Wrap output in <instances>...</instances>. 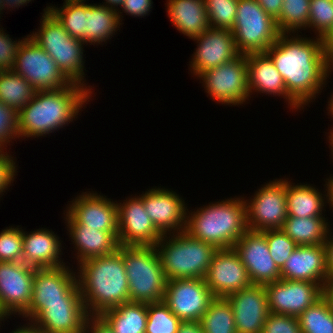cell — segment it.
<instances>
[{
	"instance_id": "cell-1",
	"label": "cell",
	"mask_w": 333,
	"mask_h": 333,
	"mask_svg": "<svg viewBox=\"0 0 333 333\" xmlns=\"http://www.w3.org/2000/svg\"><path fill=\"white\" fill-rule=\"evenodd\" d=\"M289 36L280 34L266 53L282 76L288 94L303 108L320 93L332 70L325 40Z\"/></svg>"
},
{
	"instance_id": "cell-2",
	"label": "cell",
	"mask_w": 333,
	"mask_h": 333,
	"mask_svg": "<svg viewBox=\"0 0 333 333\" xmlns=\"http://www.w3.org/2000/svg\"><path fill=\"white\" fill-rule=\"evenodd\" d=\"M87 87L71 82L62 89L36 91L33 99L18 111L19 137L46 136L72 122L91 99L93 91Z\"/></svg>"
},
{
	"instance_id": "cell-3",
	"label": "cell",
	"mask_w": 333,
	"mask_h": 333,
	"mask_svg": "<svg viewBox=\"0 0 333 333\" xmlns=\"http://www.w3.org/2000/svg\"><path fill=\"white\" fill-rule=\"evenodd\" d=\"M77 281L88 315L129 302V285L122 254L94 257L78 264Z\"/></svg>"
},
{
	"instance_id": "cell-4",
	"label": "cell",
	"mask_w": 333,
	"mask_h": 333,
	"mask_svg": "<svg viewBox=\"0 0 333 333\" xmlns=\"http://www.w3.org/2000/svg\"><path fill=\"white\" fill-rule=\"evenodd\" d=\"M247 230L243 197L209 204L186 217L185 231L217 249L233 248Z\"/></svg>"
},
{
	"instance_id": "cell-5",
	"label": "cell",
	"mask_w": 333,
	"mask_h": 333,
	"mask_svg": "<svg viewBox=\"0 0 333 333\" xmlns=\"http://www.w3.org/2000/svg\"><path fill=\"white\" fill-rule=\"evenodd\" d=\"M155 246L167 280L205 278L218 250L214 245L192 237L185 230L169 237L162 235Z\"/></svg>"
},
{
	"instance_id": "cell-6",
	"label": "cell",
	"mask_w": 333,
	"mask_h": 333,
	"mask_svg": "<svg viewBox=\"0 0 333 333\" xmlns=\"http://www.w3.org/2000/svg\"><path fill=\"white\" fill-rule=\"evenodd\" d=\"M129 285V301L151 304L164 301L167 278L156 246H122Z\"/></svg>"
},
{
	"instance_id": "cell-7",
	"label": "cell",
	"mask_w": 333,
	"mask_h": 333,
	"mask_svg": "<svg viewBox=\"0 0 333 333\" xmlns=\"http://www.w3.org/2000/svg\"><path fill=\"white\" fill-rule=\"evenodd\" d=\"M46 9V10H45ZM37 32L28 35L55 61L62 73L71 81L85 86L83 41L71 37L63 25L46 6ZM84 75V76H83Z\"/></svg>"
},
{
	"instance_id": "cell-8",
	"label": "cell",
	"mask_w": 333,
	"mask_h": 333,
	"mask_svg": "<svg viewBox=\"0 0 333 333\" xmlns=\"http://www.w3.org/2000/svg\"><path fill=\"white\" fill-rule=\"evenodd\" d=\"M240 54L266 52L280 36L276 20L256 0H239L232 28Z\"/></svg>"
},
{
	"instance_id": "cell-9",
	"label": "cell",
	"mask_w": 333,
	"mask_h": 333,
	"mask_svg": "<svg viewBox=\"0 0 333 333\" xmlns=\"http://www.w3.org/2000/svg\"><path fill=\"white\" fill-rule=\"evenodd\" d=\"M69 268L68 265H62L35 269L31 303L22 314L24 318L30 321L46 303L84 302L76 272Z\"/></svg>"
},
{
	"instance_id": "cell-10",
	"label": "cell",
	"mask_w": 333,
	"mask_h": 333,
	"mask_svg": "<svg viewBox=\"0 0 333 333\" xmlns=\"http://www.w3.org/2000/svg\"><path fill=\"white\" fill-rule=\"evenodd\" d=\"M18 48L13 70L21 75L36 91L57 90L71 81L58 68L49 54L28 35Z\"/></svg>"
},
{
	"instance_id": "cell-11",
	"label": "cell",
	"mask_w": 333,
	"mask_h": 333,
	"mask_svg": "<svg viewBox=\"0 0 333 333\" xmlns=\"http://www.w3.org/2000/svg\"><path fill=\"white\" fill-rule=\"evenodd\" d=\"M205 91L210 97L222 104L238 106L250 96L246 55L240 54L230 62L202 72ZM232 104V105H231Z\"/></svg>"
},
{
	"instance_id": "cell-12",
	"label": "cell",
	"mask_w": 333,
	"mask_h": 333,
	"mask_svg": "<svg viewBox=\"0 0 333 333\" xmlns=\"http://www.w3.org/2000/svg\"><path fill=\"white\" fill-rule=\"evenodd\" d=\"M245 200L247 228L252 231L281 229L287 219L286 179L273 180L263 185Z\"/></svg>"
},
{
	"instance_id": "cell-13",
	"label": "cell",
	"mask_w": 333,
	"mask_h": 333,
	"mask_svg": "<svg viewBox=\"0 0 333 333\" xmlns=\"http://www.w3.org/2000/svg\"><path fill=\"white\" fill-rule=\"evenodd\" d=\"M214 298L204 278L167 280L164 302L181 321H200Z\"/></svg>"
},
{
	"instance_id": "cell-14",
	"label": "cell",
	"mask_w": 333,
	"mask_h": 333,
	"mask_svg": "<svg viewBox=\"0 0 333 333\" xmlns=\"http://www.w3.org/2000/svg\"><path fill=\"white\" fill-rule=\"evenodd\" d=\"M264 287L269 311L294 317H298L323 296V287L309 281L280 279Z\"/></svg>"
},
{
	"instance_id": "cell-15",
	"label": "cell",
	"mask_w": 333,
	"mask_h": 333,
	"mask_svg": "<svg viewBox=\"0 0 333 333\" xmlns=\"http://www.w3.org/2000/svg\"><path fill=\"white\" fill-rule=\"evenodd\" d=\"M35 269L23 262H0V306L8 316L29 308Z\"/></svg>"
},
{
	"instance_id": "cell-16",
	"label": "cell",
	"mask_w": 333,
	"mask_h": 333,
	"mask_svg": "<svg viewBox=\"0 0 333 333\" xmlns=\"http://www.w3.org/2000/svg\"><path fill=\"white\" fill-rule=\"evenodd\" d=\"M117 203L118 242L122 246H155L162 234L152 223L139 196Z\"/></svg>"
},
{
	"instance_id": "cell-17",
	"label": "cell",
	"mask_w": 333,
	"mask_h": 333,
	"mask_svg": "<svg viewBox=\"0 0 333 333\" xmlns=\"http://www.w3.org/2000/svg\"><path fill=\"white\" fill-rule=\"evenodd\" d=\"M139 197L152 223L162 235L185 230L189 211L179 194L172 190L155 187L143 192Z\"/></svg>"
},
{
	"instance_id": "cell-18",
	"label": "cell",
	"mask_w": 333,
	"mask_h": 333,
	"mask_svg": "<svg viewBox=\"0 0 333 333\" xmlns=\"http://www.w3.org/2000/svg\"><path fill=\"white\" fill-rule=\"evenodd\" d=\"M246 267L253 285H266L281 279L261 231L247 230L233 246Z\"/></svg>"
},
{
	"instance_id": "cell-19",
	"label": "cell",
	"mask_w": 333,
	"mask_h": 333,
	"mask_svg": "<svg viewBox=\"0 0 333 333\" xmlns=\"http://www.w3.org/2000/svg\"><path fill=\"white\" fill-rule=\"evenodd\" d=\"M204 279L214 297L225 298L233 292L253 285L234 248L216 251Z\"/></svg>"
},
{
	"instance_id": "cell-20",
	"label": "cell",
	"mask_w": 333,
	"mask_h": 333,
	"mask_svg": "<svg viewBox=\"0 0 333 333\" xmlns=\"http://www.w3.org/2000/svg\"><path fill=\"white\" fill-rule=\"evenodd\" d=\"M192 39L198 43L189 64L194 76L198 77L202 72L230 62L240 55L231 30L208 28Z\"/></svg>"
},
{
	"instance_id": "cell-21",
	"label": "cell",
	"mask_w": 333,
	"mask_h": 333,
	"mask_svg": "<svg viewBox=\"0 0 333 333\" xmlns=\"http://www.w3.org/2000/svg\"><path fill=\"white\" fill-rule=\"evenodd\" d=\"M225 298L233 309L236 333H262L270 313L264 285H252Z\"/></svg>"
},
{
	"instance_id": "cell-22",
	"label": "cell",
	"mask_w": 333,
	"mask_h": 333,
	"mask_svg": "<svg viewBox=\"0 0 333 333\" xmlns=\"http://www.w3.org/2000/svg\"><path fill=\"white\" fill-rule=\"evenodd\" d=\"M67 207L66 212L78 223L97 231H118L117 203L98 195L84 192Z\"/></svg>"
},
{
	"instance_id": "cell-23",
	"label": "cell",
	"mask_w": 333,
	"mask_h": 333,
	"mask_svg": "<svg viewBox=\"0 0 333 333\" xmlns=\"http://www.w3.org/2000/svg\"><path fill=\"white\" fill-rule=\"evenodd\" d=\"M88 316L84 302L46 303L30 323L47 333H84Z\"/></svg>"
},
{
	"instance_id": "cell-24",
	"label": "cell",
	"mask_w": 333,
	"mask_h": 333,
	"mask_svg": "<svg viewBox=\"0 0 333 333\" xmlns=\"http://www.w3.org/2000/svg\"><path fill=\"white\" fill-rule=\"evenodd\" d=\"M281 279L319 283L327 279L325 246H297L280 269Z\"/></svg>"
},
{
	"instance_id": "cell-25",
	"label": "cell",
	"mask_w": 333,
	"mask_h": 333,
	"mask_svg": "<svg viewBox=\"0 0 333 333\" xmlns=\"http://www.w3.org/2000/svg\"><path fill=\"white\" fill-rule=\"evenodd\" d=\"M246 55L248 69V86L250 95L254 92L283 96L292 109L301 106L288 94L284 80L277 71L274 62L266 52Z\"/></svg>"
},
{
	"instance_id": "cell-26",
	"label": "cell",
	"mask_w": 333,
	"mask_h": 333,
	"mask_svg": "<svg viewBox=\"0 0 333 333\" xmlns=\"http://www.w3.org/2000/svg\"><path fill=\"white\" fill-rule=\"evenodd\" d=\"M65 215L67 230L78 250L76 259L79 264L94 257L112 254L120 246L118 231H97L78 224L67 212Z\"/></svg>"
},
{
	"instance_id": "cell-27",
	"label": "cell",
	"mask_w": 333,
	"mask_h": 333,
	"mask_svg": "<svg viewBox=\"0 0 333 333\" xmlns=\"http://www.w3.org/2000/svg\"><path fill=\"white\" fill-rule=\"evenodd\" d=\"M61 242L54 232L46 228L37 229L29 234L23 230L22 262L34 268L66 265L59 257L62 254Z\"/></svg>"
},
{
	"instance_id": "cell-28",
	"label": "cell",
	"mask_w": 333,
	"mask_h": 333,
	"mask_svg": "<svg viewBox=\"0 0 333 333\" xmlns=\"http://www.w3.org/2000/svg\"><path fill=\"white\" fill-rule=\"evenodd\" d=\"M166 10L177 30L190 39L210 28L204 0H168Z\"/></svg>"
},
{
	"instance_id": "cell-29",
	"label": "cell",
	"mask_w": 333,
	"mask_h": 333,
	"mask_svg": "<svg viewBox=\"0 0 333 333\" xmlns=\"http://www.w3.org/2000/svg\"><path fill=\"white\" fill-rule=\"evenodd\" d=\"M325 184L327 195L310 184L292 185L286 180L287 215L294 217H323L324 199L329 203V183Z\"/></svg>"
},
{
	"instance_id": "cell-30",
	"label": "cell",
	"mask_w": 333,
	"mask_h": 333,
	"mask_svg": "<svg viewBox=\"0 0 333 333\" xmlns=\"http://www.w3.org/2000/svg\"><path fill=\"white\" fill-rule=\"evenodd\" d=\"M117 11L101 4H85L86 43L98 45L113 37L122 24V12Z\"/></svg>"
},
{
	"instance_id": "cell-31",
	"label": "cell",
	"mask_w": 333,
	"mask_h": 333,
	"mask_svg": "<svg viewBox=\"0 0 333 333\" xmlns=\"http://www.w3.org/2000/svg\"><path fill=\"white\" fill-rule=\"evenodd\" d=\"M325 217L288 216L281 230L298 246L324 245L329 233Z\"/></svg>"
},
{
	"instance_id": "cell-32",
	"label": "cell",
	"mask_w": 333,
	"mask_h": 333,
	"mask_svg": "<svg viewBox=\"0 0 333 333\" xmlns=\"http://www.w3.org/2000/svg\"><path fill=\"white\" fill-rule=\"evenodd\" d=\"M148 304L126 302L104 311L100 316L115 333H145Z\"/></svg>"
},
{
	"instance_id": "cell-33",
	"label": "cell",
	"mask_w": 333,
	"mask_h": 333,
	"mask_svg": "<svg viewBox=\"0 0 333 333\" xmlns=\"http://www.w3.org/2000/svg\"><path fill=\"white\" fill-rule=\"evenodd\" d=\"M36 90L21 75L13 70H3L0 73V102L19 111L27 105Z\"/></svg>"
},
{
	"instance_id": "cell-34",
	"label": "cell",
	"mask_w": 333,
	"mask_h": 333,
	"mask_svg": "<svg viewBox=\"0 0 333 333\" xmlns=\"http://www.w3.org/2000/svg\"><path fill=\"white\" fill-rule=\"evenodd\" d=\"M204 333H236L231 304L224 297H215L200 320Z\"/></svg>"
},
{
	"instance_id": "cell-35",
	"label": "cell",
	"mask_w": 333,
	"mask_h": 333,
	"mask_svg": "<svg viewBox=\"0 0 333 333\" xmlns=\"http://www.w3.org/2000/svg\"><path fill=\"white\" fill-rule=\"evenodd\" d=\"M302 333H333V308L322 296L298 316Z\"/></svg>"
},
{
	"instance_id": "cell-36",
	"label": "cell",
	"mask_w": 333,
	"mask_h": 333,
	"mask_svg": "<svg viewBox=\"0 0 333 333\" xmlns=\"http://www.w3.org/2000/svg\"><path fill=\"white\" fill-rule=\"evenodd\" d=\"M310 0H283L281 13L276 19L281 34L296 33L308 27Z\"/></svg>"
},
{
	"instance_id": "cell-37",
	"label": "cell",
	"mask_w": 333,
	"mask_h": 333,
	"mask_svg": "<svg viewBox=\"0 0 333 333\" xmlns=\"http://www.w3.org/2000/svg\"><path fill=\"white\" fill-rule=\"evenodd\" d=\"M63 4L61 9L50 6L49 11L63 25L71 37L86 44L85 2H64Z\"/></svg>"
},
{
	"instance_id": "cell-38",
	"label": "cell",
	"mask_w": 333,
	"mask_h": 333,
	"mask_svg": "<svg viewBox=\"0 0 333 333\" xmlns=\"http://www.w3.org/2000/svg\"><path fill=\"white\" fill-rule=\"evenodd\" d=\"M145 333H177L182 322L164 301L148 304Z\"/></svg>"
},
{
	"instance_id": "cell-39",
	"label": "cell",
	"mask_w": 333,
	"mask_h": 333,
	"mask_svg": "<svg viewBox=\"0 0 333 333\" xmlns=\"http://www.w3.org/2000/svg\"><path fill=\"white\" fill-rule=\"evenodd\" d=\"M239 0H204L210 28L232 30Z\"/></svg>"
},
{
	"instance_id": "cell-40",
	"label": "cell",
	"mask_w": 333,
	"mask_h": 333,
	"mask_svg": "<svg viewBox=\"0 0 333 333\" xmlns=\"http://www.w3.org/2000/svg\"><path fill=\"white\" fill-rule=\"evenodd\" d=\"M308 28L326 40L333 32V0H310Z\"/></svg>"
},
{
	"instance_id": "cell-41",
	"label": "cell",
	"mask_w": 333,
	"mask_h": 333,
	"mask_svg": "<svg viewBox=\"0 0 333 333\" xmlns=\"http://www.w3.org/2000/svg\"><path fill=\"white\" fill-rule=\"evenodd\" d=\"M266 238L270 255L279 269H281L291 253L298 246L281 229L261 231Z\"/></svg>"
},
{
	"instance_id": "cell-42",
	"label": "cell",
	"mask_w": 333,
	"mask_h": 333,
	"mask_svg": "<svg viewBox=\"0 0 333 333\" xmlns=\"http://www.w3.org/2000/svg\"><path fill=\"white\" fill-rule=\"evenodd\" d=\"M23 229L6 227L0 232V262H22Z\"/></svg>"
},
{
	"instance_id": "cell-43",
	"label": "cell",
	"mask_w": 333,
	"mask_h": 333,
	"mask_svg": "<svg viewBox=\"0 0 333 333\" xmlns=\"http://www.w3.org/2000/svg\"><path fill=\"white\" fill-rule=\"evenodd\" d=\"M19 138L18 111L0 102V148L6 149L12 139Z\"/></svg>"
},
{
	"instance_id": "cell-44",
	"label": "cell",
	"mask_w": 333,
	"mask_h": 333,
	"mask_svg": "<svg viewBox=\"0 0 333 333\" xmlns=\"http://www.w3.org/2000/svg\"><path fill=\"white\" fill-rule=\"evenodd\" d=\"M262 333H302L298 317L270 312L262 328Z\"/></svg>"
},
{
	"instance_id": "cell-45",
	"label": "cell",
	"mask_w": 333,
	"mask_h": 333,
	"mask_svg": "<svg viewBox=\"0 0 333 333\" xmlns=\"http://www.w3.org/2000/svg\"><path fill=\"white\" fill-rule=\"evenodd\" d=\"M25 38L13 41L7 33L0 28V69L11 70L16 59L17 51Z\"/></svg>"
},
{
	"instance_id": "cell-46",
	"label": "cell",
	"mask_w": 333,
	"mask_h": 333,
	"mask_svg": "<svg viewBox=\"0 0 333 333\" xmlns=\"http://www.w3.org/2000/svg\"><path fill=\"white\" fill-rule=\"evenodd\" d=\"M16 167L13 157L0 148V195L4 194L3 192L9 189L8 187L14 181L15 174L18 172Z\"/></svg>"
},
{
	"instance_id": "cell-47",
	"label": "cell",
	"mask_w": 333,
	"mask_h": 333,
	"mask_svg": "<svg viewBox=\"0 0 333 333\" xmlns=\"http://www.w3.org/2000/svg\"><path fill=\"white\" fill-rule=\"evenodd\" d=\"M152 0H124L122 8L124 13L134 17L145 16L151 11Z\"/></svg>"
},
{
	"instance_id": "cell-48",
	"label": "cell",
	"mask_w": 333,
	"mask_h": 333,
	"mask_svg": "<svg viewBox=\"0 0 333 333\" xmlns=\"http://www.w3.org/2000/svg\"><path fill=\"white\" fill-rule=\"evenodd\" d=\"M84 333H115L111 326L100 315H89Z\"/></svg>"
},
{
	"instance_id": "cell-49",
	"label": "cell",
	"mask_w": 333,
	"mask_h": 333,
	"mask_svg": "<svg viewBox=\"0 0 333 333\" xmlns=\"http://www.w3.org/2000/svg\"><path fill=\"white\" fill-rule=\"evenodd\" d=\"M264 11L275 20L281 13L283 0H256Z\"/></svg>"
},
{
	"instance_id": "cell-50",
	"label": "cell",
	"mask_w": 333,
	"mask_h": 333,
	"mask_svg": "<svg viewBox=\"0 0 333 333\" xmlns=\"http://www.w3.org/2000/svg\"><path fill=\"white\" fill-rule=\"evenodd\" d=\"M330 232L329 230L328 237L324 243L327 278L333 276V234Z\"/></svg>"
},
{
	"instance_id": "cell-51",
	"label": "cell",
	"mask_w": 333,
	"mask_h": 333,
	"mask_svg": "<svg viewBox=\"0 0 333 333\" xmlns=\"http://www.w3.org/2000/svg\"><path fill=\"white\" fill-rule=\"evenodd\" d=\"M177 333H204L200 321H182Z\"/></svg>"
},
{
	"instance_id": "cell-52",
	"label": "cell",
	"mask_w": 333,
	"mask_h": 333,
	"mask_svg": "<svg viewBox=\"0 0 333 333\" xmlns=\"http://www.w3.org/2000/svg\"><path fill=\"white\" fill-rule=\"evenodd\" d=\"M323 297L333 308V276L328 277L323 285Z\"/></svg>"
},
{
	"instance_id": "cell-53",
	"label": "cell",
	"mask_w": 333,
	"mask_h": 333,
	"mask_svg": "<svg viewBox=\"0 0 333 333\" xmlns=\"http://www.w3.org/2000/svg\"><path fill=\"white\" fill-rule=\"evenodd\" d=\"M11 333H47L44 330H41L37 327H35L32 323H28L27 326L23 325V327H19L15 329V331H12Z\"/></svg>"
},
{
	"instance_id": "cell-54",
	"label": "cell",
	"mask_w": 333,
	"mask_h": 333,
	"mask_svg": "<svg viewBox=\"0 0 333 333\" xmlns=\"http://www.w3.org/2000/svg\"><path fill=\"white\" fill-rule=\"evenodd\" d=\"M4 3H3V9L4 8H19L20 5L23 6V5H27V3L31 2V0H3Z\"/></svg>"
},
{
	"instance_id": "cell-55",
	"label": "cell",
	"mask_w": 333,
	"mask_h": 333,
	"mask_svg": "<svg viewBox=\"0 0 333 333\" xmlns=\"http://www.w3.org/2000/svg\"><path fill=\"white\" fill-rule=\"evenodd\" d=\"M325 48H326V51H327L328 60L330 61L333 58V32L325 40Z\"/></svg>"
},
{
	"instance_id": "cell-56",
	"label": "cell",
	"mask_w": 333,
	"mask_h": 333,
	"mask_svg": "<svg viewBox=\"0 0 333 333\" xmlns=\"http://www.w3.org/2000/svg\"><path fill=\"white\" fill-rule=\"evenodd\" d=\"M105 1H106V2H104L105 4H102V5H105L106 7L114 9V10L120 9V8H118V5H119V7H121L124 2V0H105Z\"/></svg>"
},
{
	"instance_id": "cell-57",
	"label": "cell",
	"mask_w": 333,
	"mask_h": 333,
	"mask_svg": "<svg viewBox=\"0 0 333 333\" xmlns=\"http://www.w3.org/2000/svg\"><path fill=\"white\" fill-rule=\"evenodd\" d=\"M328 180L329 183V204L331 206V208H333V176L330 177V179H326Z\"/></svg>"
},
{
	"instance_id": "cell-58",
	"label": "cell",
	"mask_w": 333,
	"mask_h": 333,
	"mask_svg": "<svg viewBox=\"0 0 333 333\" xmlns=\"http://www.w3.org/2000/svg\"><path fill=\"white\" fill-rule=\"evenodd\" d=\"M331 96V98H330V101L328 102L329 104H328V113H330L332 116L331 117H333V93H332V95H330Z\"/></svg>"
},
{
	"instance_id": "cell-59",
	"label": "cell",
	"mask_w": 333,
	"mask_h": 333,
	"mask_svg": "<svg viewBox=\"0 0 333 333\" xmlns=\"http://www.w3.org/2000/svg\"><path fill=\"white\" fill-rule=\"evenodd\" d=\"M330 132L331 133L329 134L328 138H329V143H330V146H331V151H332L331 153L333 154V128Z\"/></svg>"
},
{
	"instance_id": "cell-60",
	"label": "cell",
	"mask_w": 333,
	"mask_h": 333,
	"mask_svg": "<svg viewBox=\"0 0 333 333\" xmlns=\"http://www.w3.org/2000/svg\"><path fill=\"white\" fill-rule=\"evenodd\" d=\"M5 317L8 318V315L5 313V311L0 306V324H1V321H3Z\"/></svg>"
},
{
	"instance_id": "cell-61",
	"label": "cell",
	"mask_w": 333,
	"mask_h": 333,
	"mask_svg": "<svg viewBox=\"0 0 333 333\" xmlns=\"http://www.w3.org/2000/svg\"><path fill=\"white\" fill-rule=\"evenodd\" d=\"M65 2H86V0H64Z\"/></svg>"
},
{
	"instance_id": "cell-62",
	"label": "cell",
	"mask_w": 333,
	"mask_h": 333,
	"mask_svg": "<svg viewBox=\"0 0 333 333\" xmlns=\"http://www.w3.org/2000/svg\"><path fill=\"white\" fill-rule=\"evenodd\" d=\"M3 3H4V1L0 0V14H1L2 10H3Z\"/></svg>"
},
{
	"instance_id": "cell-63",
	"label": "cell",
	"mask_w": 333,
	"mask_h": 333,
	"mask_svg": "<svg viewBox=\"0 0 333 333\" xmlns=\"http://www.w3.org/2000/svg\"><path fill=\"white\" fill-rule=\"evenodd\" d=\"M331 69L333 70V58L329 61Z\"/></svg>"
}]
</instances>
